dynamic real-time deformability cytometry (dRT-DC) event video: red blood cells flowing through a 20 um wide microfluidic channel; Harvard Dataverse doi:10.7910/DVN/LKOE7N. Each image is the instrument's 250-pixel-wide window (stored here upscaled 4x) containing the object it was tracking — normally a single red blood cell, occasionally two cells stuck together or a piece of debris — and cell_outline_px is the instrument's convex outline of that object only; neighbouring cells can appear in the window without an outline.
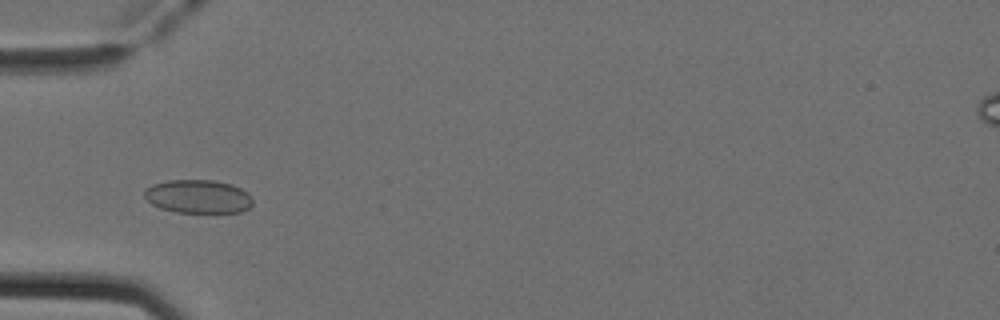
{"species": "Egyptian fruit bat (a non-hibernating species)", "species_latin": "Rousettus aegyptiacus", "temperature_condition": "cold", "stored_images_in_passage": 47, "camera_frame_rate_fps": 3000, "um_per_image_px": 0.085, "animal": {"sex": "female"}, "frame": {"image": 1, "passage_image": 12, "time_ms": 3.667, "image_size_px": [1000, 320], "cell_outline_px": [[252, 204], [248, 208], [240, 212], [176, 212], [160, 208], [152, 204], [144, 196], [144, 192], [152, 184], [168, 180], [212, 180], [232, 184], [248, 192], [252, 200]], "centroid_in_image_um": [16.84, 16.7], "position_along_channel_um": 68.2, "area_um2": 21.04}}
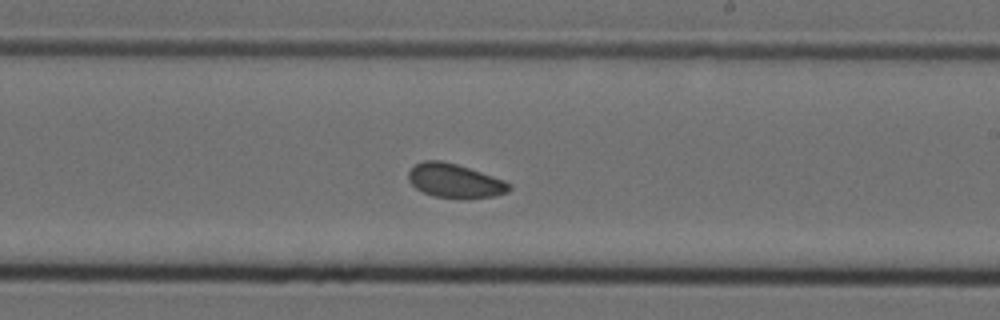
{"frame": {"image": 2, "passage_image": 26, "time_ms": 8.333, "image_size_px": [1000, 320], "cell_outline_px": [[512, 188], [508, 192], [496, 196], [460, 200], [432, 196], [416, 188], [408, 180], [408, 172], [416, 164], [424, 160], [440, 160], [456, 164], [504, 180], [512, 184]], "centroid_in_image_um": [38.68, 15.4], "position_along_channel_um": 250.3, "area_um2": 20.23}}
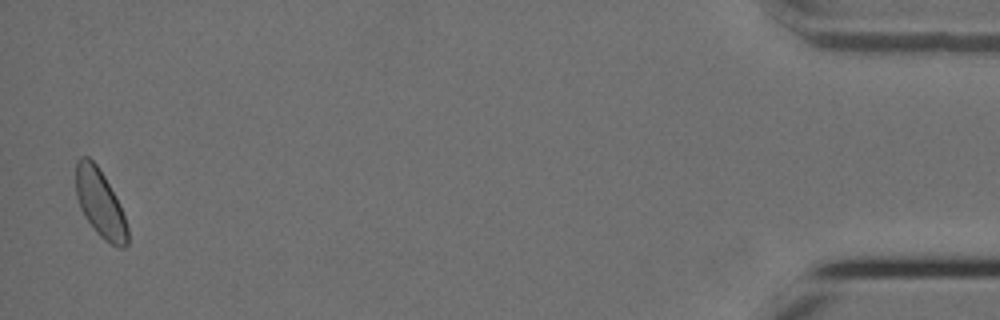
{"frame": {"image": 3, "passage_image": 46, "time_ms": 15.0, "image_size_px": [1000, 320], "cell_outline_px": [[128, 244], [124, 248], [120, 248], [104, 240], [96, 232], [84, 216], [80, 208], [76, 196], [76, 160], [80, 156], [88, 156], [96, 164], [104, 176], [120, 204], [128, 228]], "centroid_in_image_um": [8.5, 17.29], "position_along_channel_um": 426.7, "area_um2": 20.4}}